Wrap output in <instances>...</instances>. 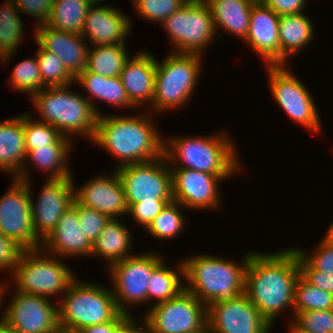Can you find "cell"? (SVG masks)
<instances>
[{
	"label": "cell",
	"instance_id": "cell-1",
	"mask_svg": "<svg viewBox=\"0 0 333 333\" xmlns=\"http://www.w3.org/2000/svg\"><path fill=\"white\" fill-rule=\"evenodd\" d=\"M300 275L298 252L294 247L270 254L250 252L245 293L272 326L280 312L288 307L294 316L295 286Z\"/></svg>",
	"mask_w": 333,
	"mask_h": 333
},
{
	"label": "cell",
	"instance_id": "cell-2",
	"mask_svg": "<svg viewBox=\"0 0 333 333\" xmlns=\"http://www.w3.org/2000/svg\"><path fill=\"white\" fill-rule=\"evenodd\" d=\"M144 112L134 116H98L92 143L118 158L116 168L151 161L163 155L164 137L151 120L153 113Z\"/></svg>",
	"mask_w": 333,
	"mask_h": 333
},
{
	"label": "cell",
	"instance_id": "cell-3",
	"mask_svg": "<svg viewBox=\"0 0 333 333\" xmlns=\"http://www.w3.org/2000/svg\"><path fill=\"white\" fill-rule=\"evenodd\" d=\"M226 133L222 131L204 137L177 135L166 140L164 137L163 154L171 169H191L215 176H234L237 172L241 173L242 164L236 146L232 143L234 141ZM180 163L181 166H178Z\"/></svg>",
	"mask_w": 333,
	"mask_h": 333
},
{
	"label": "cell",
	"instance_id": "cell-4",
	"mask_svg": "<svg viewBox=\"0 0 333 333\" xmlns=\"http://www.w3.org/2000/svg\"><path fill=\"white\" fill-rule=\"evenodd\" d=\"M244 256L241 264L211 254L182 259L184 289L206 306L235 299L245 292L250 252Z\"/></svg>",
	"mask_w": 333,
	"mask_h": 333
},
{
	"label": "cell",
	"instance_id": "cell-5",
	"mask_svg": "<svg viewBox=\"0 0 333 333\" xmlns=\"http://www.w3.org/2000/svg\"><path fill=\"white\" fill-rule=\"evenodd\" d=\"M71 86L45 87L30 97L31 103L41 116L38 121L52 125L69 139L80 135L92 142L98 115L86 96L75 93Z\"/></svg>",
	"mask_w": 333,
	"mask_h": 333
},
{
	"label": "cell",
	"instance_id": "cell-6",
	"mask_svg": "<svg viewBox=\"0 0 333 333\" xmlns=\"http://www.w3.org/2000/svg\"><path fill=\"white\" fill-rule=\"evenodd\" d=\"M57 305L61 333H76L82 328L113 320L119 313L111 287L77 278Z\"/></svg>",
	"mask_w": 333,
	"mask_h": 333
},
{
	"label": "cell",
	"instance_id": "cell-7",
	"mask_svg": "<svg viewBox=\"0 0 333 333\" xmlns=\"http://www.w3.org/2000/svg\"><path fill=\"white\" fill-rule=\"evenodd\" d=\"M203 57L171 52L161 62L156 58L153 114L184 108L189 103L200 79Z\"/></svg>",
	"mask_w": 333,
	"mask_h": 333
},
{
	"label": "cell",
	"instance_id": "cell-8",
	"mask_svg": "<svg viewBox=\"0 0 333 333\" xmlns=\"http://www.w3.org/2000/svg\"><path fill=\"white\" fill-rule=\"evenodd\" d=\"M59 258L42 249L26 250L11 273L13 277L10 278L15 284L13 288L48 299L57 294L64 295L78 277L63 263V258Z\"/></svg>",
	"mask_w": 333,
	"mask_h": 333
},
{
	"label": "cell",
	"instance_id": "cell-9",
	"mask_svg": "<svg viewBox=\"0 0 333 333\" xmlns=\"http://www.w3.org/2000/svg\"><path fill=\"white\" fill-rule=\"evenodd\" d=\"M161 25L175 48L174 53L203 55L207 46L218 35L210 8L206 2H186L172 13Z\"/></svg>",
	"mask_w": 333,
	"mask_h": 333
},
{
	"label": "cell",
	"instance_id": "cell-10",
	"mask_svg": "<svg viewBox=\"0 0 333 333\" xmlns=\"http://www.w3.org/2000/svg\"><path fill=\"white\" fill-rule=\"evenodd\" d=\"M286 66H265L273 99L291 120L318 134L322 123L314 99L306 85Z\"/></svg>",
	"mask_w": 333,
	"mask_h": 333
},
{
	"label": "cell",
	"instance_id": "cell-11",
	"mask_svg": "<svg viewBox=\"0 0 333 333\" xmlns=\"http://www.w3.org/2000/svg\"><path fill=\"white\" fill-rule=\"evenodd\" d=\"M165 259L160 254L142 253L115 262L108 268L116 305L121 313L131 316L129 306L147 302L148 279L152 271ZM140 304V305H139ZM128 305V306H127Z\"/></svg>",
	"mask_w": 333,
	"mask_h": 333
},
{
	"label": "cell",
	"instance_id": "cell-12",
	"mask_svg": "<svg viewBox=\"0 0 333 333\" xmlns=\"http://www.w3.org/2000/svg\"><path fill=\"white\" fill-rule=\"evenodd\" d=\"M115 169L123 184L128 208L142 201L173 200L171 168L164 154L151 161Z\"/></svg>",
	"mask_w": 333,
	"mask_h": 333
},
{
	"label": "cell",
	"instance_id": "cell-13",
	"mask_svg": "<svg viewBox=\"0 0 333 333\" xmlns=\"http://www.w3.org/2000/svg\"><path fill=\"white\" fill-rule=\"evenodd\" d=\"M146 311L150 333H195L207 325V306L186 289Z\"/></svg>",
	"mask_w": 333,
	"mask_h": 333
},
{
	"label": "cell",
	"instance_id": "cell-14",
	"mask_svg": "<svg viewBox=\"0 0 333 333\" xmlns=\"http://www.w3.org/2000/svg\"><path fill=\"white\" fill-rule=\"evenodd\" d=\"M2 313V325L14 333H61L57 305L51 299L14 289ZM52 302V303H51Z\"/></svg>",
	"mask_w": 333,
	"mask_h": 333
},
{
	"label": "cell",
	"instance_id": "cell-15",
	"mask_svg": "<svg viewBox=\"0 0 333 333\" xmlns=\"http://www.w3.org/2000/svg\"><path fill=\"white\" fill-rule=\"evenodd\" d=\"M12 180L0 199V232L26 250L41 249L42 241L34 233L28 185L16 178Z\"/></svg>",
	"mask_w": 333,
	"mask_h": 333
},
{
	"label": "cell",
	"instance_id": "cell-16",
	"mask_svg": "<svg viewBox=\"0 0 333 333\" xmlns=\"http://www.w3.org/2000/svg\"><path fill=\"white\" fill-rule=\"evenodd\" d=\"M207 325L213 333H270L272 326L247 294L207 306Z\"/></svg>",
	"mask_w": 333,
	"mask_h": 333
},
{
	"label": "cell",
	"instance_id": "cell-17",
	"mask_svg": "<svg viewBox=\"0 0 333 333\" xmlns=\"http://www.w3.org/2000/svg\"><path fill=\"white\" fill-rule=\"evenodd\" d=\"M36 203L30 181H25L31 195V213L34 233L43 241L58 225L61 216L74 200V180L72 178L46 179ZM30 183V184H29Z\"/></svg>",
	"mask_w": 333,
	"mask_h": 333
},
{
	"label": "cell",
	"instance_id": "cell-18",
	"mask_svg": "<svg viewBox=\"0 0 333 333\" xmlns=\"http://www.w3.org/2000/svg\"><path fill=\"white\" fill-rule=\"evenodd\" d=\"M173 200L188 209H217L222 196L219 182L232 176H215L191 169H171Z\"/></svg>",
	"mask_w": 333,
	"mask_h": 333
},
{
	"label": "cell",
	"instance_id": "cell-19",
	"mask_svg": "<svg viewBox=\"0 0 333 333\" xmlns=\"http://www.w3.org/2000/svg\"><path fill=\"white\" fill-rule=\"evenodd\" d=\"M112 174H101L89 179L80 187H74V200L81 206L97 210L110 219L128 214V205L121 179L113 169Z\"/></svg>",
	"mask_w": 333,
	"mask_h": 333
},
{
	"label": "cell",
	"instance_id": "cell-20",
	"mask_svg": "<svg viewBox=\"0 0 333 333\" xmlns=\"http://www.w3.org/2000/svg\"><path fill=\"white\" fill-rule=\"evenodd\" d=\"M111 5L93 3L87 12L81 36L91 45H126L131 28L130 18Z\"/></svg>",
	"mask_w": 333,
	"mask_h": 333
},
{
	"label": "cell",
	"instance_id": "cell-21",
	"mask_svg": "<svg viewBox=\"0 0 333 333\" xmlns=\"http://www.w3.org/2000/svg\"><path fill=\"white\" fill-rule=\"evenodd\" d=\"M279 18L260 0L252 6L249 30L243 41L263 58L265 65H280Z\"/></svg>",
	"mask_w": 333,
	"mask_h": 333
},
{
	"label": "cell",
	"instance_id": "cell-22",
	"mask_svg": "<svg viewBox=\"0 0 333 333\" xmlns=\"http://www.w3.org/2000/svg\"><path fill=\"white\" fill-rule=\"evenodd\" d=\"M93 243L79 226L76 201L61 216L56 228L42 241L41 249L60 258L91 257ZM71 256V257H70Z\"/></svg>",
	"mask_w": 333,
	"mask_h": 333
},
{
	"label": "cell",
	"instance_id": "cell-23",
	"mask_svg": "<svg viewBox=\"0 0 333 333\" xmlns=\"http://www.w3.org/2000/svg\"><path fill=\"white\" fill-rule=\"evenodd\" d=\"M34 28L33 37L57 55L74 78L86 69L89 46L80 34L57 30L46 24Z\"/></svg>",
	"mask_w": 333,
	"mask_h": 333
},
{
	"label": "cell",
	"instance_id": "cell-24",
	"mask_svg": "<svg viewBox=\"0 0 333 333\" xmlns=\"http://www.w3.org/2000/svg\"><path fill=\"white\" fill-rule=\"evenodd\" d=\"M140 51L131 56L124 64L120 80L130 102L135 107L151 105L154 99L156 58L152 52ZM146 102V103H145Z\"/></svg>",
	"mask_w": 333,
	"mask_h": 333
},
{
	"label": "cell",
	"instance_id": "cell-25",
	"mask_svg": "<svg viewBox=\"0 0 333 333\" xmlns=\"http://www.w3.org/2000/svg\"><path fill=\"white\" fill-rule=\"evenodd\" d=\"M26 155L23 113L0 122V170L16 178L26 162Z\"/></svg>",
	"mask_w": 333,
	"mask_h": 333
},
{
	"label": "cell",
	"instance_id": "cell-26",
	"mask_svg": "<svg viewBox=\"0 0 333 333\" xmlns=\"http://www.w3.org/2000/svg\"><path fill=\"white\" fill-rule=\"evenodd\" d=\"M257 0H206L214 23L216 34H232L244 40L250 23V13ZM227 32V33H226Z\"/></svg>",
	"mask_w": 333,
	"mask_h": 333
},
{
	"label": "cell",
	"instance_id": "cell-27",
	"mask_svg": "<svg viewBox=\"0 0 333 333\" xmlns=\"http://www.w3.org/2000/svg\"><path fill=\"white\" fill-rule=\"evenodd\" d=\"M75 82L87 91L90 97H86V99L91 103L98 116L102 115V113L96 106L94 98L95 100L98 99L104 101V103L111 104L114 107L135 108L130 102L119 76L105 77L85 69L75 78ZM91 96L94 98H91Z\"/></svg>",
	"mask_w": 333,
	"mask_h": 333
},
{
	"label": "cell",
	"instance_id": "cell-28",
	"mask_svg": "<svg viewBox=\"0 0 333 333\" xmlns=\"http://www.w3.org/2000/svg\"><path fill=\"white\" fill-rule=\"evenodd\" d=\"M314 32L311 19L305 13L280 16V65H288V58L303 52L314 38Z\"/></svg>",
	"mask_w": 333,
	"mask_h": 333
},
{
	"label": "cell",
	"instance_id": "cell-29",
	"mask_svg": "<svg viewBox=\"0 0 333 333\" xmlns=\"http://www.w3.org/2000/svg\"><path fill=\"white\" fill-rule=\"evenodd\" d=\"M73 146H43L27 152L21 173L16 177L21 181H30V168L33 164L37 170L49 174L47 179L72 178L69 164L70 151ZM31 161V162H30ZM29 168V169H28Z\"/></svg>",
	"mask_w": 333,
	"mask_h": 333
},
{
	"label": "cell",
	"instance_id": "cell-30",
	"mask_svg": "<svg viewBox=\"0 0 333 333\" xmlns=\"http://www.w3.org/2000/svg\"><path fill=\"white\" fill-rule=\"evenodd\" d=\"M121 219H110L99 237L93 242L91 256H100L108 261V266L134 256L132 250V232Z\"/></svg>",
	"mask_w": 333,
	"mask_h": 333
},
{
	"label": "cell",
	"instance_id": "cell-31",
	"mask_svg": "<svg viewBox=\"0 0 333 333\" xmlns=\"http://www.w3.org/2000/svg\"><path fill=\"white\" fill-rule=\"evenodd\" d=\"M163 260L151 273L148 279L147 304L151 301L152 305L161 303L176 297L184 290V267L182 260L173 269L168 268ZM176 268V269H175Z\"/></svg>",
	"mask_w": 333,
	"mask_h": 333
},
{
	"label": "cell",
	"instance_id": "cell-32",
	"mask_svg": "<svg viewBox=\"0 0 333 333\" xmlns=\"http://www.w3.org/2000/svg\"><path fill=\"white\" fill-rule=\"evenodd\" d=\"M93 0H55L46 25L66 32L81 34L84 20Z\"/></svg>",
	"mask_w": 333,
	"mask_h": 333
},
{
	"label": "cell",
	"instance_id": "cell-33",
	"mask_svg": "<svg viewBox=\"0 0 333 333\" xmlns=\"http://www.w3.org/2000/svg\"><path fill=\"white\" fill-rule=\"evenodd\" d=\"M19 9L13 0H7L0 7V60L2 64L9 62V58L15 55L16 49L25 32L22 19L18 15ZM5 62V63H4Z\"/></svg>",
	"mask_w": 333,
	"mask_h": 333
},
{
	"label": "cell",
	"instance_id": "cell-34",
	"mask_svg": "<svg viewBox=\"0 0 333 333\" xmlns=\"http://www.w3.org/2000/svg\"><path fill=\"white\" fill-rule=\"evenodd\" d=\"M89 46L86 69L105 77H118L128 57L126 45ZM127 51V52H126Z\"/></svg>",
	"mask_w": 333,
	"mask_h": 333
},
{
	"label": "cell",
	"instance_id": "cell-35",
	"mask_svg": "<svg viewBox=\"0 0 333 333\" xmlns=\"http://www.w3.org/2000/svg\"><path fill=\"white\" fill-rule=\"evenodd\" d=\"M32 117V114L24 113V133L27 152L43 146L73 145L72 140L62 136L55 127L41 121H35Z\"/></svg>",
	"mask_w": 333,
	"mask_h": 333
},
{
	"label": "cell",
	"instance_id": "cell-36",
	"mask_svg": "<svg viewBox=\"0 0 333 333\" xmlns=\"http://www.w3.org/2000/svg\"><path fill=\"white\" fill-rule=\"evenodd\" d=\"M183 208L185 209L180 203L172 200L165 205L145 230L156 239L170 240L175 238L186 226L184 213L180 211Z\"/></svg>",
	"mask_w": 333,
	"mask_h": 333
},
{
	"label": "cell",
	"instance_id": "cell-37",
	"mask_svg": "<svg viewBox=\"0 0 333 333\" xmlns=\"http://www.w3.org/2000/svg\"><path fill=\"white\" fill-rule=\"evenodd\" d=\"M34 40L38 44L36 57L43 79V88L76 84L75 78L69 73L59 57L46 50L35 38Z\"/></svg>",
	"mask_w": 333,
	"mask_h": 333
},
{
	"label": "cell",
	"instance_id": "cell-38",
	"mask_svg": "<svg viewBox=\"0 0 333 333\" xmlns=\"http://www.w3.org/2000/svg\"><path fill=\"white\" fill-rule=\"evenodd\" d=\"M333 309V294L308 283L301 275L295 286L294 315L302 311Z\"/></svg>",
	"mask_w": 333,
	"mask_h": 333
},
{
	"label": "cell",
	"instance_id": "cell-39",
	"mask_svg": "<svg viewBox=\"0 0 333 333\" xmlns=\"http://www.w3.org/2000/svg\"><path fill=\"white\" fill-rule=\"evenodd\" d=\"M8 80L15 91L28 93L32 97L43 89V79L37 57H31L18 63Z\"/></svg>",
	"mask_w": 333,
	"mask_h": 333
},
{
	"label": "cell",
	"instance_id": "cell-40",
	"mask_svg": "<svg viewBox=\"0 0 333 333\" xmlns=\"http://www.w3.org/2000/svg\"><path fill=\"white\" fill-rule=\"evenodd\" d=\"M291 323L305 333H333V309L296 313Z\"/></svg>",
	"mask_w": 333,
	"mask_h": 333
},
{
	"label": "cell",
	"instance_id": "cell-41",
	"mask_svg": "<svg viewBox=\"0 0 333 333\" xmlns=\"http://www.w3.org/2000/svg\"><path fill=\"white\" fill-rule=\"evenodd\" d=\"M133 6L138 11V16L149 22H159L160 24L172 13L179 10L185 0H132Z\"/></svg>",
	"mask_w": 333,
	"mask_h": 333
},
{
	"label": "cell",
	"instance_id": "cell-42",
	"mask_svg": "<svg viewBox=\"0 0 333 333\" xmlns=\"http://www.w3.org/2000/svg\"><path fill=\"white\" fill-rule=\"evenodd\" d=\"M76 211L79 217V226L83 230V234L93 243L99 237L110 218L102 212L81 206L77 202Z\"/></svg>",
	"mask_w": 333,
	"mask_h": 333
},
{
	"label": "cell",
	"instance_id": "cell-43",
	"mask_svg": "<svg viewBox=\"0 0 333 333\" xmlns=\"http://www.w3.org/2000/svg\"><path fill=\"white\" fill-rule=\"evenodd\" d=\"M294 248L314 269L333 273V243L325 237L322 238L317 247H315L316 249L310 254L300 249L301 247Z\"/></svg>",
	"mask_w": 333,
	"mask_h": 333
},
{
	"label": "cell",
	"instance_id": "cell-44",
	"mask_svg": "<svg viewBox=\"0 0 333 333\" xmlns=\"http://www.w3.org/2000/svg\"><path fill=\"white\" fill-rule=\"evenodd\" d=\"M171 201L172 200H153L134 203L128 208V214L132 216L131 218L135 220L134 222L146 229L165 205Z\"/></svg>",
	"mask_w": 333,
	"mask_h": 333
},
{
	"label": "cell",
	"instance_id": "cell-45",
	"mask_svg": "<svg viewBox=\"0 0 333 333\" xmlns=\"http://www.w3.org/2000/svg\"><path fill=\"white\" fill-rule=\"evenodd\" d=\"M26 249L16 240L5 237L0 232V272L12 273Z\"/></svg>",
	"mask_w": 333,
	"mask_h": 333
},
{
	"label": "cell",
	"instance_id": "cell-46",
	"mask_svg": "<svg viewBox=\"0 0 333 333\" xmlns=\"http://www.w3.org/2000/svg\"><path fill=\"white\" fill-rule=\"evenodd\" d=\"M20 14L24 13L33 17L38 23L35 27L46 24L55 0H13Z\"/></svg>",
	"mask_w": 333,
	"mask_h": 333
},
{
	"label": "cell",
	"instance_id": "cell-47",
	"mask_svg": "<svg viewBox=\"0 0 333 333\" xmlns=\"http://www.w3.org/2000/svg\"><path fill=\"white\" fill-rule=\"evenodd\" d=\"M298 264L301 276L311 285L333 294V273L314 269L299 253Z\"/></svg>",
	"mask_w": 333,
	"mask_h": 333
},
{
	"label": "cell",
	"instance_id": "cell-48",
	"mask_svg": "<svg viewBox=\"0 0 333 333\" xmlns=\"http://www.w3.org/2000/svg\"><path fill=\"white\" fill-rule=\"evenodd\" d=\"M279 16L303 13L307 0H260Z\"/></svg>",
	"mask_w": 333,
	"mask_h": 333
},
{
	"label": "cell",
	"instance_id": "cell-49",
	"mask_svg": "<svg viewBox=\"0 0 333 333\" xmlns=\"http://www.w3.org/2000/svg\"><path fill=\"white\" fill-rule=\"evenodd\" d=\"M130 317L125 313H119L113 320L99 324L88 326L80 329L76 333H117L119 327Z\"/></svg>",
	"mask_w": 333,
	"mask_h": 333
},
{
	"label": "cell",
	"instance_id": "cell-50",
	"mask_svg": "<svg viewBox=\"0 0 333 333\" xmlns=\"http://www.w3.org/2000/svg\"><path fill=\"white\" fill-rule=\"evenodd\" d=\"M131 315L118 329L117 333H150V329L148 327L147 322L145 319L141 318V323L139 324L136 322L138 320L134 319Z\"/></svg>",
	"mask_w": 333,
	"mask_h": 333
},
{
	"label": "cell",
	"instance_id": "cell-51",
	"mask_svg": "<svg viewBox=\"0 0 333 333\" xmlns=\"http://www.w3.org/2000/svg\"><path fill=\"white\" fill-rule=\"evenodd\" d=\"M9 286L11 287L9 282H7V283L5 282V283L0 284V313H3L1 311V308H2L1 306H3L2 302H3V299H5L4 295L6 296V291H9L8 290ZM0 315H2V314H0ZM1 326H2V316H0V327Z\"/></svg>",
	"mask_w": 333,
	"mask_h": 333
},
{
	"label": "cell",
	"instance_id": "cell-52",
	"mask_svg": "<svg viewBox=\"0 0 333 333\" xmlns=\"http://www.w3.org/2000/svg\"><path fill=\"white\" fill-rule=\"evenodd\" d=\"M328 241L333 243V221L331 222V225L329 226V229L326 232V235L324 236Z\"/></svg>",
	"mask_w": 333,
	"mask_h": 333
},
{
	"label": "cell",
	"instance_id": "cell-53",
	"mask_svg": "<svg viewBox=\"0 0 333 333\" xmlns=\"http://www.w3.org/2000/svg\"><path fill=\"white\" fill-rule=\"evenodd\" d=\"M288 333H305L300 332L291 322L289 323Z\"/></svg>",
	"mask_w": 333,
	"mask_h": 333
},
{
	"label": "cell",
	"instance_id": "cell-54",
	"mask_svg": "<svg viewBox=\"0 0 333 333\" xmlns=\"http://www.w3.org/2000/svg\"><path fill=\"white\" fill-rule=\"evenodd\" d=\"M195 333H213V331L210 329V327L208 325H206L200 331L195 332Z\"/></svg>",
	"mask_w": 333,
	"mask_h": 333
},
{
	"label": "cell",
	"instance_id": "cell-55",
	"mask_svg": "<svg viewBox=\"0 0 333 333\" xmlns=\"http://www.w3.org/2000/svg\"><path fill=\"white\" fill-rule=\"evenodd\" d=\"M1 333H14L13 331H10L6 329L3 325L1 326Z\"/></svg>",
	"mask_w": 333,
	"mask_h": 333
},
{
	"label": "cell",
	"instance_id": "cell-56",
	"mask_svg": "<svg viewBox=\"0 0 333 333\" xmlns=\"http://www.w3.org/2000/svg\"><path fill=\"white\" fill-rule=\"evenodd\" d=\"M186 2H206V0H185Z\"/></svg>",
	"mask_w": 333,
	"mask_h": 333
},
{
	"label": "cell",
	"instance_id": "cell-57",
	"mask_svg": "<svg viewBox=\"0 0 333 333\" xmlns=\"http://www.w3.org/2000/svg\"><path fill=\"white\" fill-rule=\"evenodd\" d=\"M94 3H102L103 1H106V0H93Z\"/></svg>",
	"mask_w": 333,
	"mask_h": 333
}]
</instances>
